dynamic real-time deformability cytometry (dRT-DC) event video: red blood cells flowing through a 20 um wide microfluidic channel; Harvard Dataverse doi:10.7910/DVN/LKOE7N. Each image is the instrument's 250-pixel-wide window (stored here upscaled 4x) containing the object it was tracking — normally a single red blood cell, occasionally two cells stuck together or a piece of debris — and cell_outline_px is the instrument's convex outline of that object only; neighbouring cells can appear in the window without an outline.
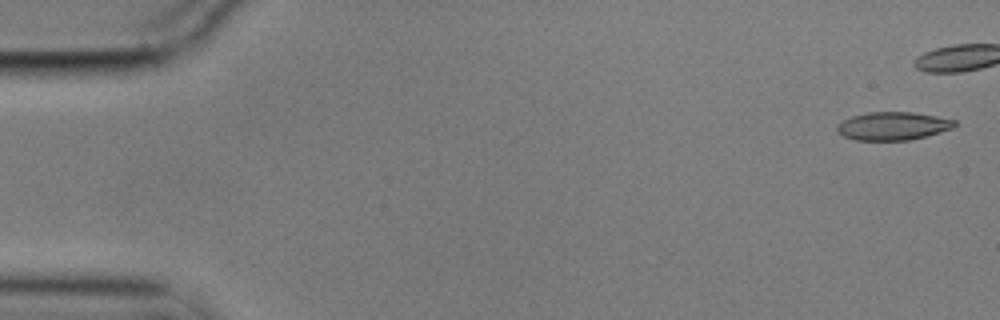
{"species": "common noctule bat (a hibernating species)", "species_latin": "Nyctalus noctula", "temperature_condition": "cold", "stored_images_in_passage": 7, "camera_frame_rate_fps": 3000, "um_per_image_px": 0.085, "animal": {"sex": "male", "body_mass_g": 17.9}, "frame": {"image": 1, "passage_image": 1, "time_ms": 0.0, "image_size_px": [1000, 320], "cell_outline_px": [[956, 124], [952, 128], [940, 132], [908, 140], [856, 140], [844, 136], [836, 132], [836, 124], [852, 116], [868, 112], [912, 112], [936, 116], [956, 120]], "centroid_in_image_um": [75.86, 10.7], "position_along_channel_um": 9.1, "area_um2": 19.19}}
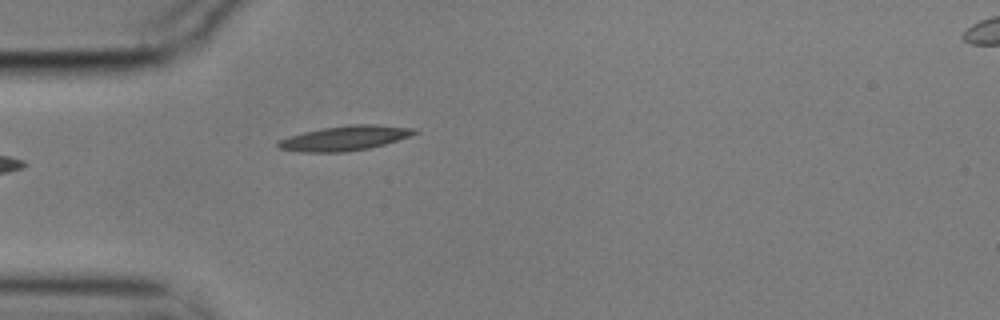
{"frame": {"image": 2, "passage_image": 6, "time_ms": 1.667, "image_size_px": [1000, 320], "cell_outline_px": [[420, 132], [384, 144], [368, 148], [348, 152], [300, 152], [280, 148], [276, 144], [276, 140], [304, 132], [324, 128], [348, 124], [376, 124], [412, 128]], "centroid_in_image_um": [29.27, 11.74], "position_along_channel_um": 55.7, "area_um2": 19.54}}